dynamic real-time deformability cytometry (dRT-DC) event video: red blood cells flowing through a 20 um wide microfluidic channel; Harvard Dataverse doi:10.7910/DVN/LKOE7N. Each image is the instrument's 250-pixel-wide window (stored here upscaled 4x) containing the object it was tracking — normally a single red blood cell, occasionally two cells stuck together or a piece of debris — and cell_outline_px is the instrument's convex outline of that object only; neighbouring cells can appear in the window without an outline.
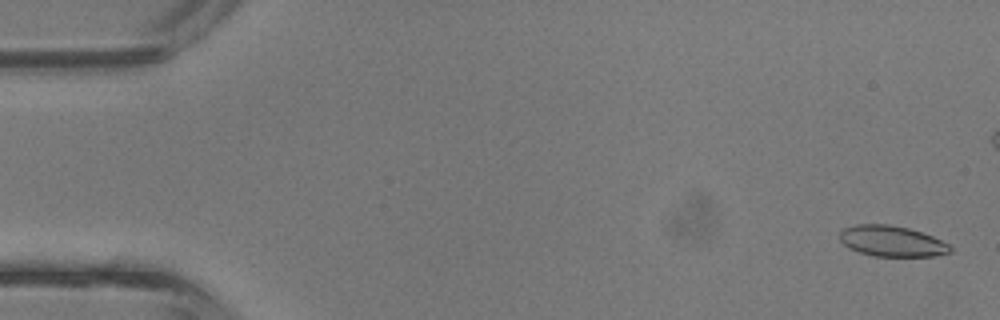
{"species": "common noctule bat (a hibernating species)", "species_latin": "Nyctalus noctula", "temperature_condition": "room temperature", "stored_images_in_passage": 26, "camera_frame_rate_fps": 3000, "um_per_image_px": 0.085, "animal": {"sex": "male", "body_mass_g": 13.3}, "frame": {"image": 1, "passage_image": 2, "time_ms": 0.333, "image_size_px": [1000, 320], "cell_outline_px": [[952, 252], [936, 256], [872, 256], [848, 248], [840, 240], [840, 232], [844, 228], [856, 224], [888, 224], [908, 228], [932, 236], [948, 244], [952, 248]], "centroid_in_image_um": [75.8, 20.5], "position_along_channel_um": 9.2, "area_um2": 19.77}}
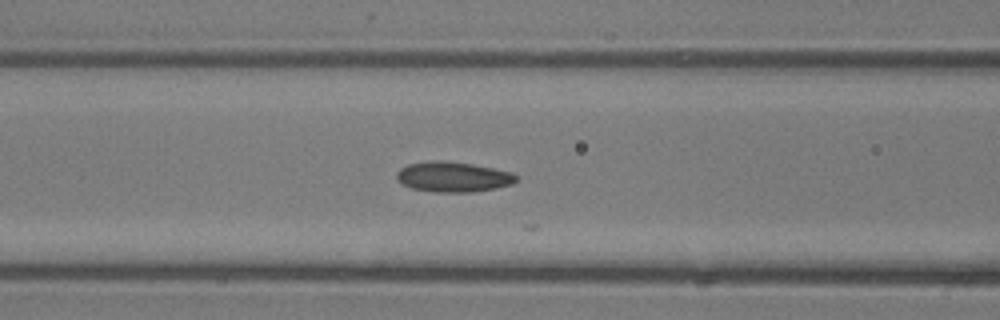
{"frame": {"image": 2, "passage_image": 18, "time_ms": 5.667, "image_size_px": [1000, 320], "cell_outline_px": [[516, 180], [512, 184], [496, 188], [472, 192], [432, 192], [412, 188], [400, 184], [396, 180], [396, 172], [400, 168], [408, 164], [436, 160], [472, 164], [512, 172], [516, 176]], "centroid_in_image_um": [38.46, 15.04], "position_along_channel_um": 128.1, "area_um2": 21.04}}
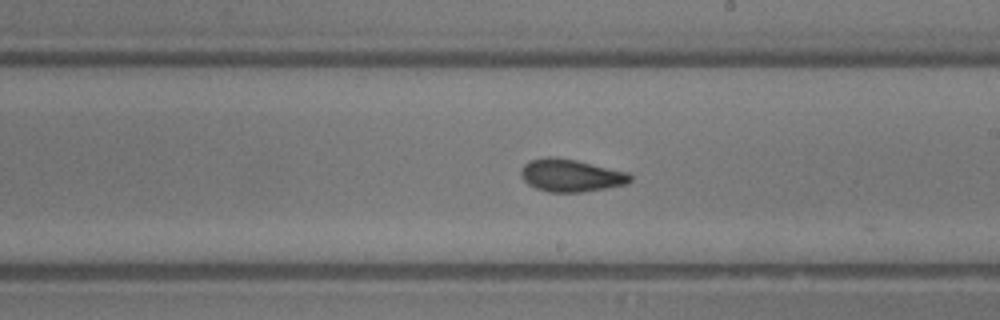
{"frame": {"image": 3, "passage_image": 25, "time_ms": 8.0, "image_size_px": [1000, 320], "cell_outline_px": [[632, 180], [628, 184], [580, 192], [548, 192], [536, 188], [528, 184], [520, 176], [520, 172], [524, 164], [532, 160], [548, 156], [552, 156], [576, 160], [628, 172], [632, 176]], "centroid_in_image_um": [48.53, 14.91], "position_along_channel_um": 240.5, "area_um2": 20.69}}